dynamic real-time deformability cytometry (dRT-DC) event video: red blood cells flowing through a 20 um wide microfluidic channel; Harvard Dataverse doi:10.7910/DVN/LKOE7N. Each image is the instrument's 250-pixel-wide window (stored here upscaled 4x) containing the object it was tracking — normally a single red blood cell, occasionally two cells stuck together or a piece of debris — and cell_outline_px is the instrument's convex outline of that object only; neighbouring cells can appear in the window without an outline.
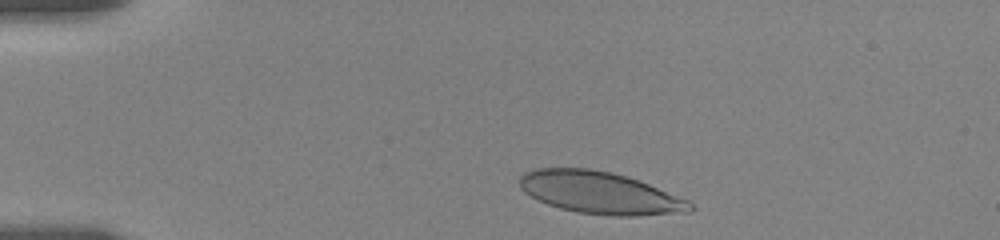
{"species": "human", "species_latin": "Homo sapiens", "temperature_condition": "room temperature", "stored_images_in_passage": 28, "camera_frame_rate_fps": 3000, "um_per_image_px": 0.085, "donor": {"sex": "female"}, "frame": {"image": 1, "passage_image": 2, "time_ms": 0.667, "image_size_px": [1000, 240], "cell_outline_px": [[696, 208], [692, 212], [636, 216], [612, 216], [576, 212], [560, 208], [548, 204], [524, 192], [520, 188], [520, 176], [524, 172], [532, 168], [588, 168], [612, 172], [628, 176], [688, 200]], "centroid_in_image_um": [51.01, 16.39], "position_along_channel_um": 34.0, "area_um2": 42.02}}
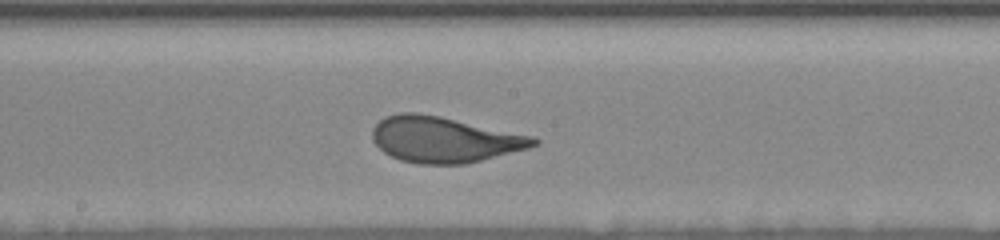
{"frame": {"image": 2, "passage_image": 16, "time_ms": 7.333, "image_size_px": [1000, 240], "cell_outline_px": [[540, 144], [528, 148], [464, 164], [420, 164], [400, 160], [384, 152], [372, 140], [372, 128], [384, 116], [400, 112], [416, 112], [440, 116], [536, 136], [540, 140]], "centroid_in_image_um": [37.77, 11.85], "position_along_channel_um": 210.4, "area_um2": 43.18}}
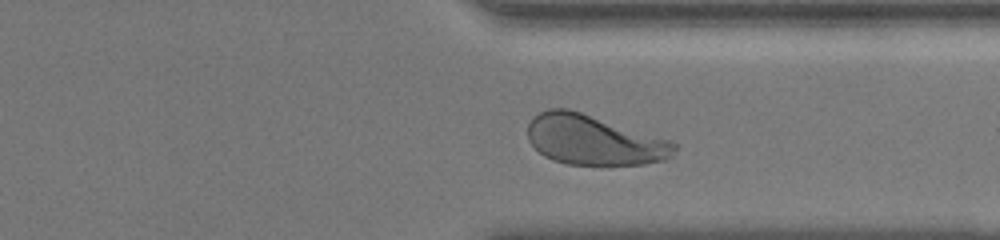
{"frame": {"image": 3, "passage_image": 26, "time_ms": 11.667, "image_size_px": [1000, 240], "cell_outline_px": [[676, 148], [672, 156], [668, 160], [644, 164], [568, 164], [552, 160], [544, 156], [528, 140], [528, 124], [532, 116], [548, 108], [568, 108], [668, 140], [676, 144]], "centroid_in_image_um": [50.44, 11.9], "position_along_channel_um": 361.0, "area_um2": 42.25}, "authors_computed_cell_mechanics": {"area_um2": 42.5697, "velocity_mm_per_s": 3.4713, "shape_relaxation_time_tau1_ms": 3.1038, "shape_relaxation_time_tau2_ms": null, "deformation_change_tau1": 0.1556, "deformation_change_tau2": null}}